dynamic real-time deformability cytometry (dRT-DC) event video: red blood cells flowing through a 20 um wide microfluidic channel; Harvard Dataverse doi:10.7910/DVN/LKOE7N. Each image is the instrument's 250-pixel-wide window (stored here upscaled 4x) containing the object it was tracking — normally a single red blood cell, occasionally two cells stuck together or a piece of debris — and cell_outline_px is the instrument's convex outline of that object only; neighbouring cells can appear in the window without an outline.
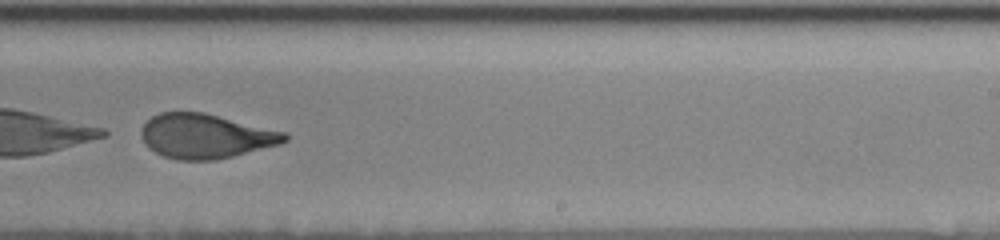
{"species": "human", "species_latin": "Homo sapiens", "temperature_condition": "cold", "stored_images_in_passage": 36, "camera_frame_rate_fps": 3000, "um_per_image_px": 0.085, "donor": {"sex": "female"}, "frame": {"image": 1, "passage_image": 21, "time_ms": 6.667, "image_size_px": [1000, 240], "cell_outline_px": [[288, 140], [280, 144], [216, 160], [176, 160], [164, 156], [148, 148], [140, 132], [144, 124], [152, 116], [160, 112], [204, 112], [288, 132]], "centroid_in_image_um": [17.5, 11.56], "position_along_channel_um": 271.5, "area_um2": 37.22}, "authors_computed_cell_mechanics": {"area_um2": 38.4081, "velocity_mm_per_s": 3.489, "shape_relaxation_time_tau1_ms": 1.4163, "shape_relaxation_time_tau2_ms": 1.3439, "deformation_change_tau1": 0.3174, "deformation_change_tau2": 0.0854}}